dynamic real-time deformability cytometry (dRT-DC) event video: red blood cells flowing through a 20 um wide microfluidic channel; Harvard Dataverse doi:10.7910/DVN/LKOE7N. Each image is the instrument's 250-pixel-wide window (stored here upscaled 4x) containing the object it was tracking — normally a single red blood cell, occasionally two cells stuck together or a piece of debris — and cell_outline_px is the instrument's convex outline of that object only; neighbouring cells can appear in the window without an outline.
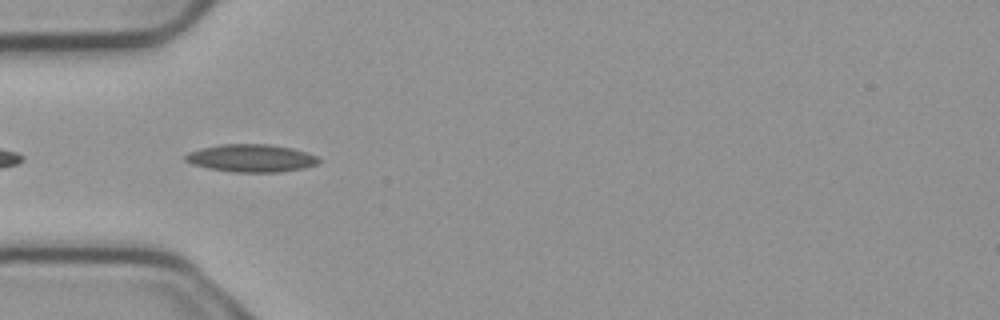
{"species": "common noctule bat (a hibernating species)", "species_latin": "Nyctalus noctula", "temperature_condition": "cold", "stored_images_in_passage": 8, "camera_frame_rate_fps": 3000, "um_per_image_px": 0.085, "animal": {"sex": "male", "body_mass_g": 23.1, "forearm_length_mm": 52.7}, "frame": {"image": 1, "passage_image": 5, "time_ms": 1.333, "image_size_px": [1000, 320], "cell_outline_px": [[320, 160], [316, 164], [304, 168], [280, 172], [232, 172], [208, 168], [192, 164], [184, 160], [184, 156], [188, 152], [200, 148], [220, 144], [272, 144], [292, 148], [308, 152], [316, 156]], "centroid_in_image_um": [21.34, 13.44], "position_along_channel_um": 63.7, "area_um2": 21.68}}
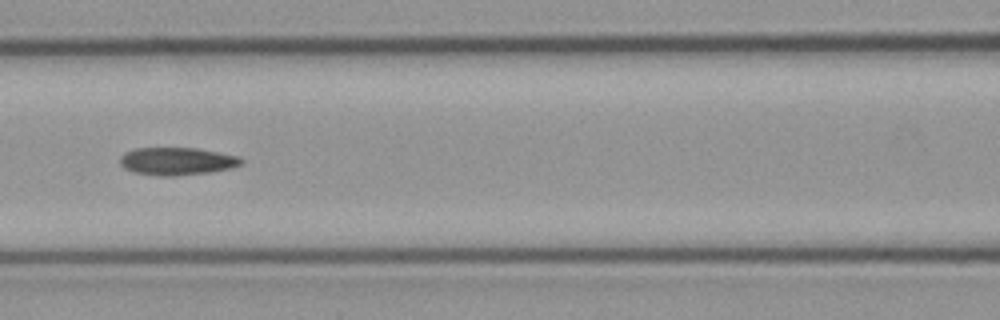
{"frame": {"image": 2, "passage_image": 7, "time_ms": 2.0, "image_size_px": [1000, 320], "cell_outline_px": [[244, 164], [232, 168], [212, 172], [176, 176], [160, 176], [132, 172], [124, 168], [120, 164], [120, 156], [124, 152], [136, 148], [196, 148], [240, 156], [244, 160]], "centroid_in_image_um": [15.07, 13.71], "position_along_channel_um": 151.5, "area_um2": 19.88}}
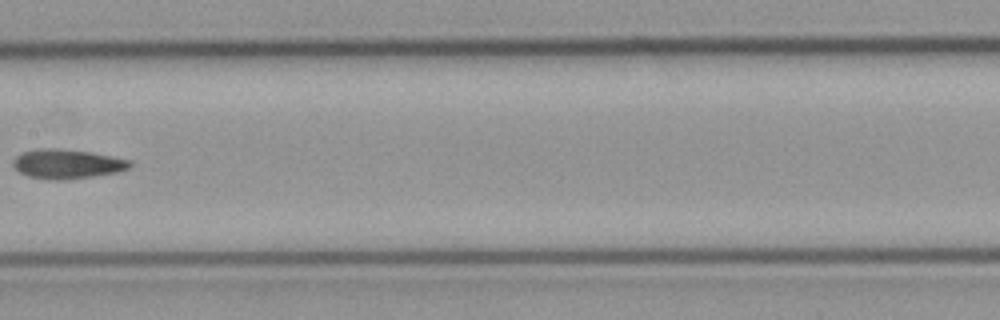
{"frame": {"image": 3, "passage_image": 8, "time_ms": 2.333, "image_size_px": [1000, 320], "cell_outline_px": [[132, 164], [128, 168], [116, 172], [92, 176], [64, 180], [48, 180], [28, 176], [12, 168], [12, 160], [16, 156], [24, 152], [36, 148], [52, 148], [92, 152], [132, 160]], "centroid_in_image_um": [5.67, 13.93], "position_along_channel_um": 201.7, "area_um2": 20.11}}